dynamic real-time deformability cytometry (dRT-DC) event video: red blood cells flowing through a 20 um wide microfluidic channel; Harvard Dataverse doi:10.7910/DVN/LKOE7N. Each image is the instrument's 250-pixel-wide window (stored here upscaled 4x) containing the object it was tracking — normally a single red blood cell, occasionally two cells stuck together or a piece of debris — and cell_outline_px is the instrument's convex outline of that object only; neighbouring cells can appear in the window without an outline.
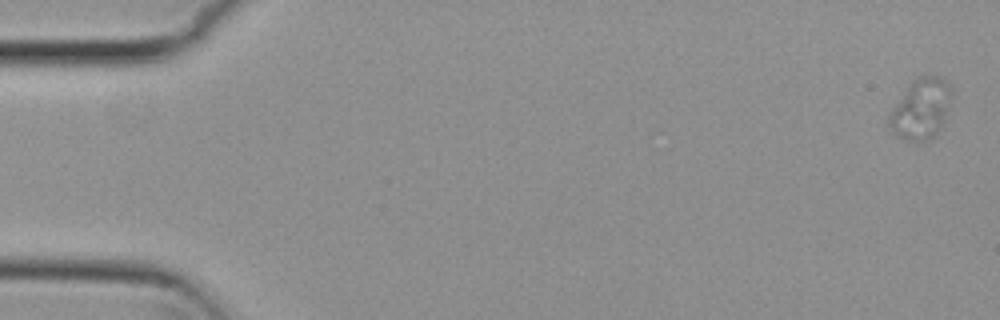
{"species": "common noctule bat (a hibernating species)", "species_latin": "Nyctalus noctula", "temperature_condition": "cold", "stored_images_in_passage": 2, "camera_frame_rate_fps": 3000, "um_per_image_px": 0.085, "animal": {"sex": "female", "body_mass_g": 29.2, "forearm_length_mm": 56.3}, "frame": {"image": 1, "passage_image": 2, "time_ms": 0.333, "image_size_px": [1000, 320], "cell_outline_px": [[952, 92], [940, 128], [936, 136], [928, 140], [904, 140], [892, 132], [888, 128], [888, 116], [892, 108], [908, 84], [916, 76], [944, 76], [952, 84]], "centroid_in_image_um": [78.27, 9.21], "position_along_channel_um": 6.7, "area_um2": 22.2}}